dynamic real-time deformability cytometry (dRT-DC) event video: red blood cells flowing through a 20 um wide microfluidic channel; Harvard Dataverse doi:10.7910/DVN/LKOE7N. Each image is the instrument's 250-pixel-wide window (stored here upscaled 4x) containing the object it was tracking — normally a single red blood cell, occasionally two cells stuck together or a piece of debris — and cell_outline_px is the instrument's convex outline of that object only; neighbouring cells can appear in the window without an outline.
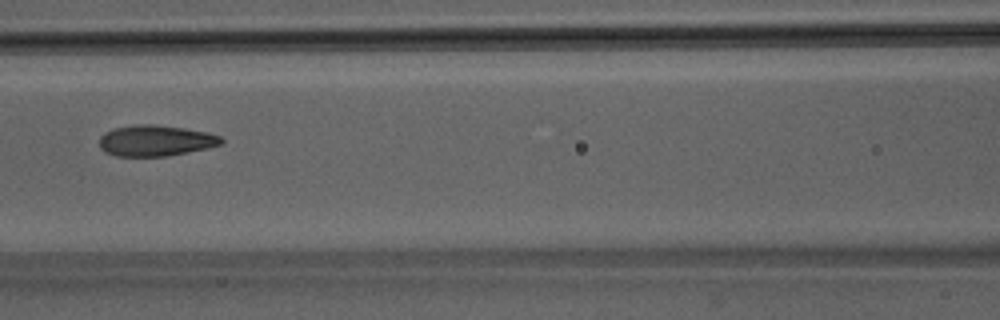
{"species": "Egyptian fruit bat (a non-hibernating species)", "species_latin": "Rousettus aegyptiacus", "temperature_condition": "room temperature", "stored_images_in_passage": 50, "camera_frame_rate_fps": 3000, "um_per_image_px": 0.085, "animal": {"sex": "male"}, "frame": {"image": 1, "passage_image": 23, "time_ms": 7.333, "image_size_px": [1000, 320], "cell_outline_px": [[224, 144], [208, 148], [168, 156], [116, 156], [104, 152], [100, 148], [100, 136], [104, 132], [116, 128], [136, 124], [152, 124], [184, 128], [208, 132], [220, 136], [224, 140]], "centroid_in_image_um": [13.25, 11.96], "position_along_channel_um": 153.4, "area_um2": 22.14}}
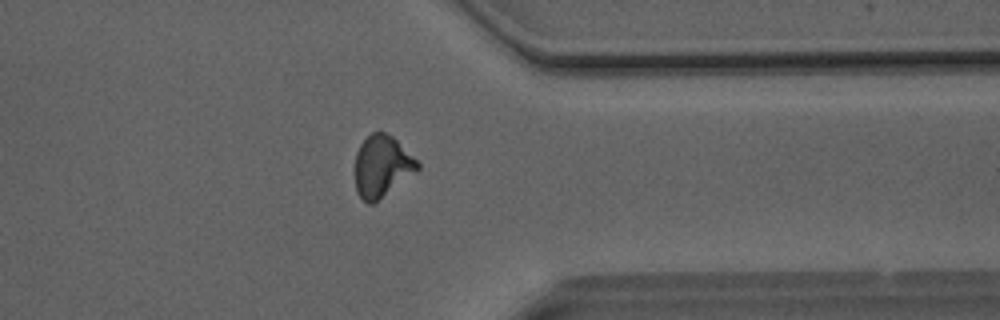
{"frame": {"image": 2, "passage_image": 40, "time_ms": 13.0, "image_size_px": [1000, 320], "cell_outline_px": [[420, 168], [416, 172], [372, 204], [368, 204], [356, 192], [356, 152], [360, 144], [372, 132], [384, 132], [392, 136], [420, 164]], "centroid_in_image_um": [32.46, 14.13], "position_along_channel_um": 378.9, "area_um2": 21.96}}
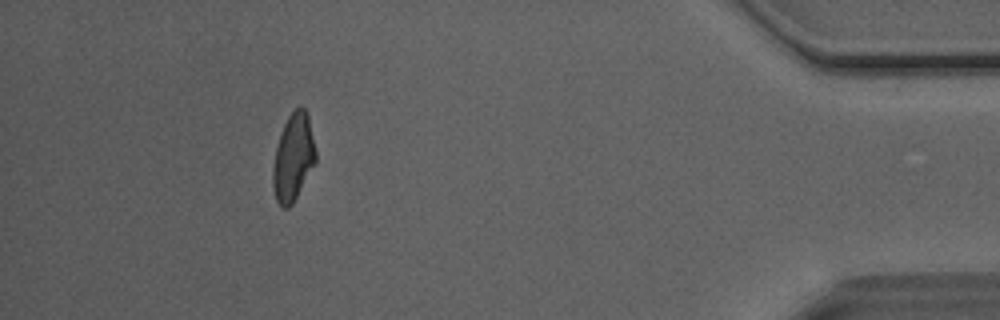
{"frame": {"image": 3, "passage_image": 46, "time_ms": 15.0, "image_size_px": [1000, 320], "cell_outline_px": [[316, 164], [292, 204], [288, 208], [280, 208], [276, 200], [272, 184], [272, 168], [276, 148], [284, 124], [288, 116], [300, 104], [304, 108], [308, 116], [316, 152]], "centroid_in_image_um": [24.92, 13.42], "position_along_channel_um": 410.3, "area_um2": 21.85}, "authors_computed_cell_mechanics": {"area_um2": 22.3108, "velocity_mm_per_s": 4.0944, "shape_relaxation_time_tau1_ms": 5.7005, "shape_relaxation_time_tau2_ms": 1.6104, "deformation_change_tau1": 0.1698, "deformation_change_tau2": 0.0826}}